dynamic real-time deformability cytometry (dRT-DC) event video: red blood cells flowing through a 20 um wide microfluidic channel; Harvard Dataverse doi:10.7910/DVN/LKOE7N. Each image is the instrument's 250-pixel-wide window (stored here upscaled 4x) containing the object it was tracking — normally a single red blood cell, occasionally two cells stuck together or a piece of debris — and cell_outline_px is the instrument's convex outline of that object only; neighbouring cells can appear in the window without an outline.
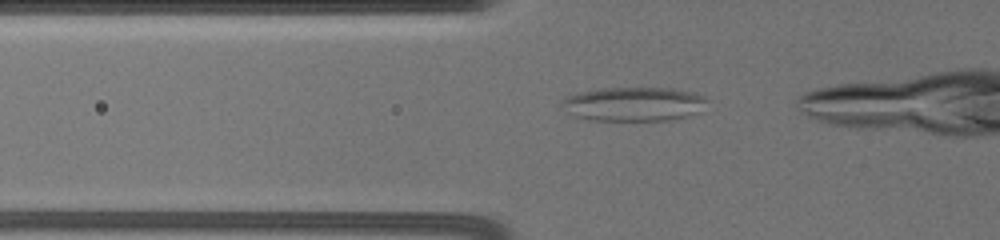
{"species": "common noctule bat (a hibernating species)", "species_latin": "Nyctalus noctula", "temperature_condition": "warm", "stored_images_in_passage": 14, "camera_frame_rate_fps": 3000, "um_per_image_px": 0.085, "animal": {"sex": "female", "body_mass_g": 19.5, "forearm_length_mm": 54.1}, "frame": {"image": 1, "passage_image": 12, "time_ms": 4.667, "image_size_px": [1000, 240], "cell_outline_px": [[708, 100], [696, 112], [688, 116], [668, 120], [588, 120], [572, 116], [560, 104], [560, 100], [568, 96], [580, 92], [604, 88], [672, 88], [696, 92], [704, 96]], "centroid_in_image_um": [53.83, 8.84], "position_along_channel_um": 72.0, "area_um2": 28.84}}